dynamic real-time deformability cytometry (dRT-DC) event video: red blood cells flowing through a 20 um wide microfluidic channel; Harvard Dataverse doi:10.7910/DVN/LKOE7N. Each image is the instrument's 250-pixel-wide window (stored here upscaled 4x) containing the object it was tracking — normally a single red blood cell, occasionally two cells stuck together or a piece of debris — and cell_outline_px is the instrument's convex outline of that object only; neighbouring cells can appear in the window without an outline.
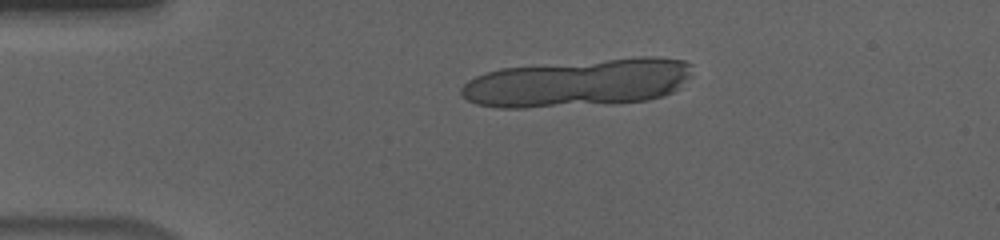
{"species": "human", "species_latin": "Homo sapiens", "temperature_condition": "cold", "stored_images_in_passage": 9, "camera_frame_rate_fps": 3000, "um_per_image_px": 0.085, "donor": {"sex": "male"}, "frame": {"image": 1, "passage_image": 1, "time_ms": 0.0, "image_size_px": [1000, 240], "cell_outline_px": [[692, 76], [680, 88], [664, 96], [648, 100], [608, 104], [524, 108], [500, 108], [476, 104], [460, 96], [460, 88], [468, 80], [476, 76], [500, 68], [640, 56], [656, 56], [684, 60], [692, 64]], "centroid_in_image_um": [49.19, 7.04], "position_along_channel_um": 35.8, "area_um2": 65.2}}